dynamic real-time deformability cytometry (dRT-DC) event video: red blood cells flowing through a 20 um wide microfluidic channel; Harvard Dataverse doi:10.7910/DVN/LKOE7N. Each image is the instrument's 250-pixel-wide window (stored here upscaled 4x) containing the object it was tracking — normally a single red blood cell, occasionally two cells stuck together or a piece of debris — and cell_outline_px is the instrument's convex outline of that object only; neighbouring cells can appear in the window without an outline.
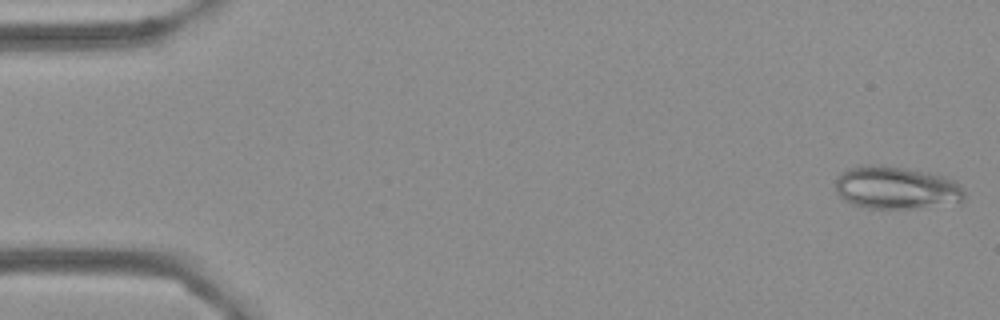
{"species": "Egyptian fruit bat (a non-hibernating species)", "species_latin": "Rousettus aegyptiacus", "temperature_condition": "cold", "stored_images_in_passage": 4, "camera_frame_rate_fps": 3000, "um_per_image_px": 0.085, "frame": {"image": 1, "passage_image": 1, "time_ms": 0.0, "image_size_px": [1000, 320], "cell_outline_px": [[964, 200], [912, 208], [868, 208], [852, 204], [844, 200], [836, 192], [836, 176], [840, 172], [848, 168], [860, 164], [884, 164], [928, 172], [956, 180], [964, 188]], "centroid_in_image_um": [76.11, 15.92], "position_along_channel_um": 8.9, "area_um2": 32.25}}